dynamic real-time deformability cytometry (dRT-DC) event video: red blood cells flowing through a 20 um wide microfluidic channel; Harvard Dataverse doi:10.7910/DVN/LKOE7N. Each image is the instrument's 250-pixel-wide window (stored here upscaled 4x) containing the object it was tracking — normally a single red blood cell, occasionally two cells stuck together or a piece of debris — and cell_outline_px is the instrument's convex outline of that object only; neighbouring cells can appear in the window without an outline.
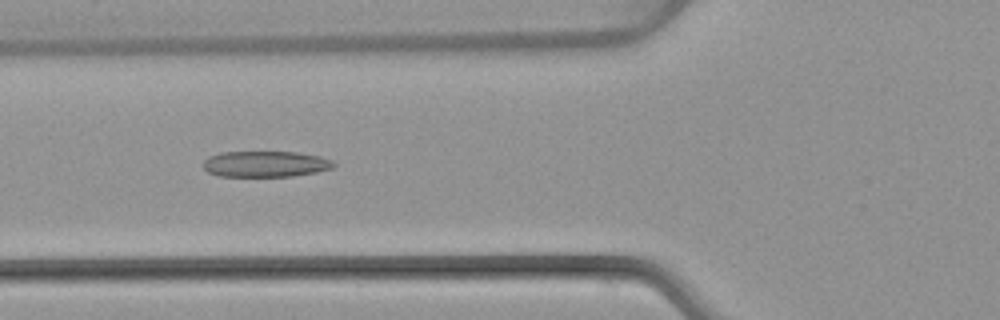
{"species": "common noctule bat (a hibernating species)", "species_latin": "Nyctalus noctula", "temperature_condition": "warm", "stored_images_in_passage": 36, "camera_frame_rate_fps": 3000, "um_per_image_px": 0.085, "animal": {"sex": "female", "body_mass_g": 22.7, "forearm_length_mm": 54.2}, "frame": {"image": 1, "passage_image": 5, "time_ms": 1.333, "image_size_px": [1000, 320], "cell_outline_px": [[336, 164], [332, 168], [316, 172], [292, 176], [220, 176], [208, 172], [204, 168], [204, 160], [208, 156], [220, 152], [296, 152], [320, 156], [332, 160]], "centroid_in_image_um": [22.56, 13.93], "position_along_channel_um": 103.2, "area_um2": 19.71}}
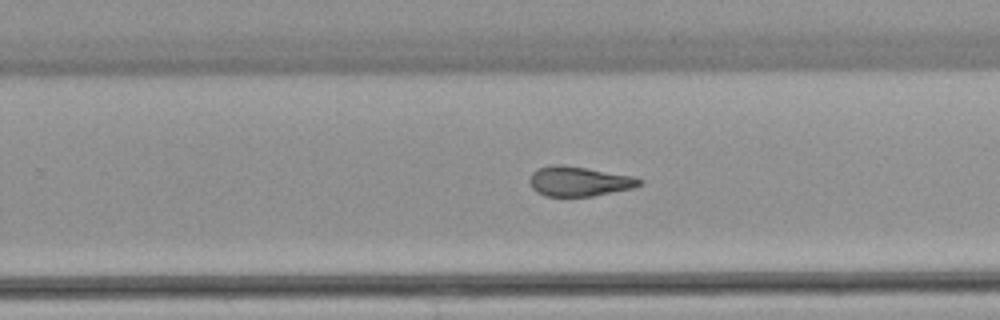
{"frame": {"image": 2, "passage_image": 18, "time_ms": 5.667, "image_size_px": [1000, 320], "cell_outline_px": [[644, 184], [636, 188], [592, 196], [544, 196], [536, 192], [532, 188], [528, 180], [532, 172], [536, 168], [552, 164], [556, 164], [584, 168], [636, 176], [644, 180]], "centroid_in_image_um": [49.25, 15.42], "position_along_channel_um": 280.6, "area_um2": 19.36}}
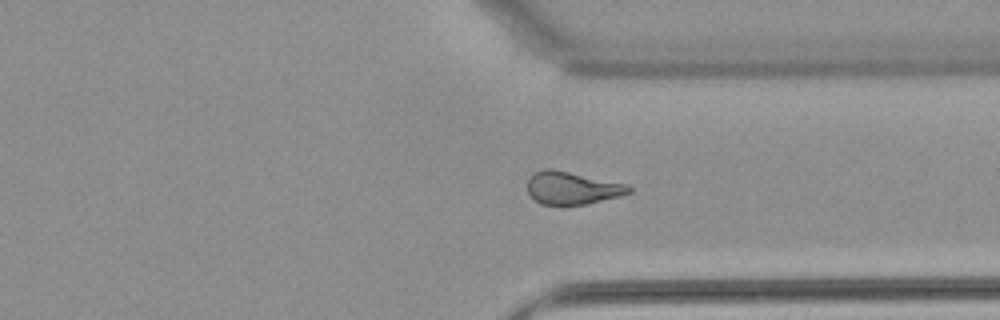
{"frame": {"image": 3, "passage_image": 24, "time_ms": 7.667, "image_size_px": [1000, 320], "cell_outline_px": [[632, 192], [620, 196], [588, 204], [540, 204], [528, 192], [528, 180], [532, 172], [544, 168], [552, 168], [628, 184], [632, 188]], "centroid_in_image_um": [48.65, 15.96], "position_along_channel_um": 362.8, "area_um2": 19.42}, "authors_computed_cell_mechanics": {"area_um2": 19.7098, "velocity_mm_per_s": 4.096, "shape_relaxation_time_tau1_ms": null, "shape_relaxation_time_tau2_ms": 2.8757, "deformation_change_tau1": null, "deformation_change_tau2": 0.1229}}